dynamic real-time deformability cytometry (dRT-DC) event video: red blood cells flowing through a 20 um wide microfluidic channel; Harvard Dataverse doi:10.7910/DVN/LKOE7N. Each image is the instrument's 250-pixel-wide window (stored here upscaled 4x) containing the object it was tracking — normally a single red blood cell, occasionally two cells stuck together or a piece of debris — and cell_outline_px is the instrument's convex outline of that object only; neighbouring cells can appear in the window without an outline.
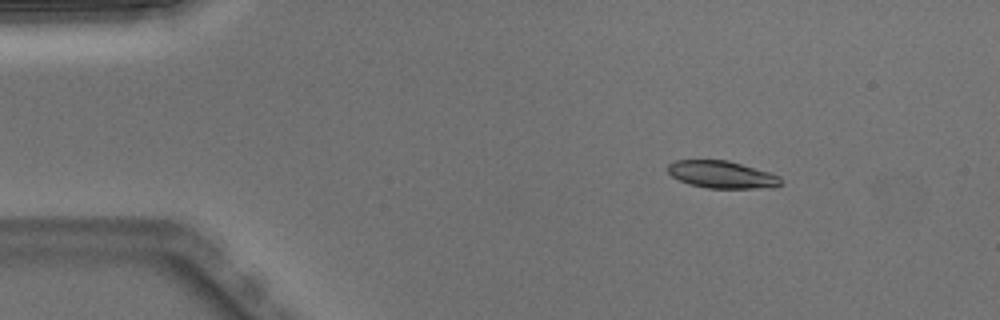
{"species": "Egyptian fruit bat (a non-hibernating species)", "species_latin": "Rousettus aegyptiacus", "temperature_condition": "warm", "stored_images_in_passage": 3, "camera_frame_rate_fps": 3000, "um_per_image_px": 0.085, "animal": {"sex": "male"}, "frame": {"image": 1, "passage_image": 1, "time_ms": 0.0, "image_size_px": [1000, 320], "cell_outline_px": [[784, 184], [776, 188], [708, 188], [688, 184], [672, 176], [668, 172], [668, 164], [676, 160], [728, 160], [768, 172], [780, 176]], "centroid_in_image_um": [61.4, 14.85], "position_along_channel_um": 23.6, "area_um2": 18.09}}